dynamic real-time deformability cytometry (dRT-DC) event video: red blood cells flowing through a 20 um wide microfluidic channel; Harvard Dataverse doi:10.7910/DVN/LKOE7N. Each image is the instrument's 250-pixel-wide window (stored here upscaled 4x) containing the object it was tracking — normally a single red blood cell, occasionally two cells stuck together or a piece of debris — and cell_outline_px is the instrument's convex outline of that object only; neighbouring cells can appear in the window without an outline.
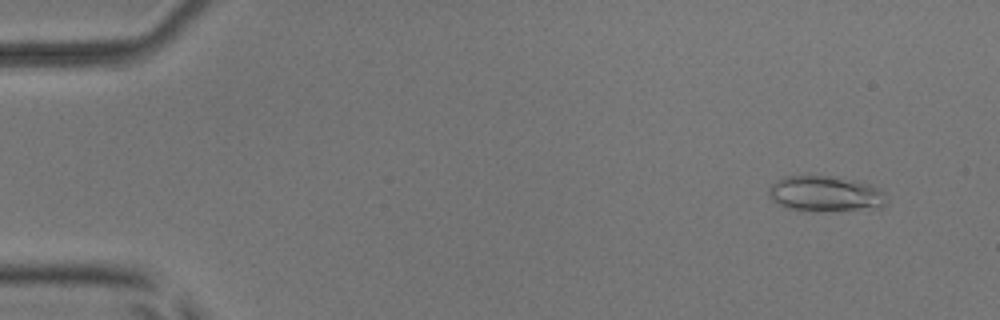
{"species": "common noctule bat (a hibernating species)", "species_latin": "Nyctalus noctula", "temperature_condition": "room temperature", "stored_images_in_passage": 54, "camera_frame_rate_fps": 3000, "um_per_image_px": 0.085, "animal": {"sex": "male", "body_mass_g": 17.9, "forearm_length_mm": 54.2}, "frame": {"image": 1, "passage_image": 5, "time_ms": 1.333, "image_size_px": [1000, 320], "cell_outline_px": [[888, 200], [880, 208], [828, 212], [800, 212], [788, 208], [772, 200], [768, 196], [768, 188], [776, 180], [784, 176], [836, 176], [856, 180], [872, 184], [880, 188], [884, 192]], "centroid_in_image_um": [70.18, 16.49], "position_along_channel_um": 14.8, "area_um2": 25.37}}
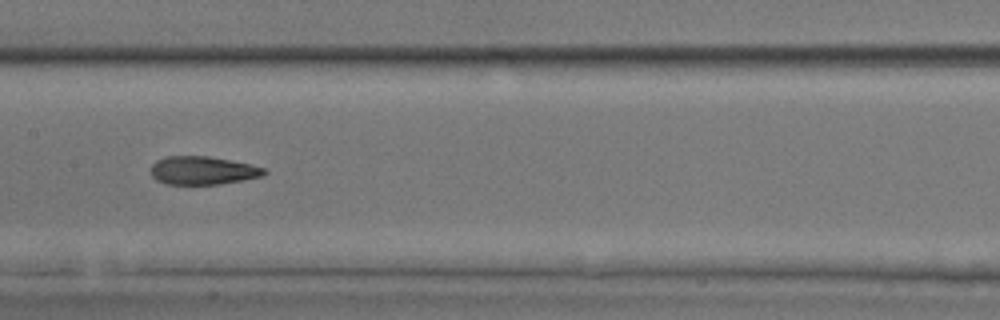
{"frame": {"image": 2, "passage_image": 28, "time_ms": 9.0, "image_size_px": [1000, 320], "cell_outline_px": [[268, 172], [264, 176], [244, 180], [220, 184], [164, 184], [156, 180], [152, 176], [152, 164], [156, 160], [164, 156], [208, 156], [252, 164], [264, 168]], "centroid_in_image_um": [17.25, 14.49], "position_along_channel_um": 190.1, "area_um2": 18.84}}
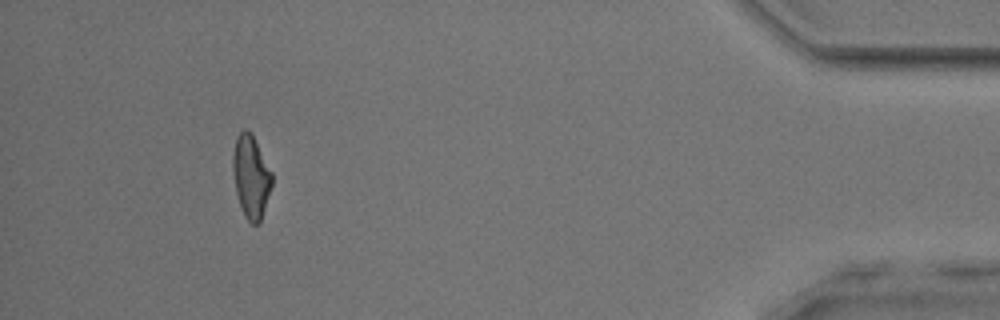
{"frame": {"image": 3, "passage_image": 50, "time_ms": 16.333, "image_size_px": [1000, 320], "cell_outline_px": [[272, 184], [260, 224], [252, 224], [244, 216], [236, 192], [232, 168], [232, 156], [236, 136], [244, 128], [252, 132], [272, 172]], "centroid_in_image_um": [21.33, 14.98], "position_along_channel_um": 413.9, "area_um2": 19.02}, "authors_computed_cell_mechanics": {"area_um2": 19.4786, "velocity_mm_per_s": 3.8932, "shape_relaxation_time_tau1_ms": null, "shape_relaxation_time_tau2_ms": 2.2173, "deformation_change_tau1": null, "deformation_change_tau2": 0.1021}}